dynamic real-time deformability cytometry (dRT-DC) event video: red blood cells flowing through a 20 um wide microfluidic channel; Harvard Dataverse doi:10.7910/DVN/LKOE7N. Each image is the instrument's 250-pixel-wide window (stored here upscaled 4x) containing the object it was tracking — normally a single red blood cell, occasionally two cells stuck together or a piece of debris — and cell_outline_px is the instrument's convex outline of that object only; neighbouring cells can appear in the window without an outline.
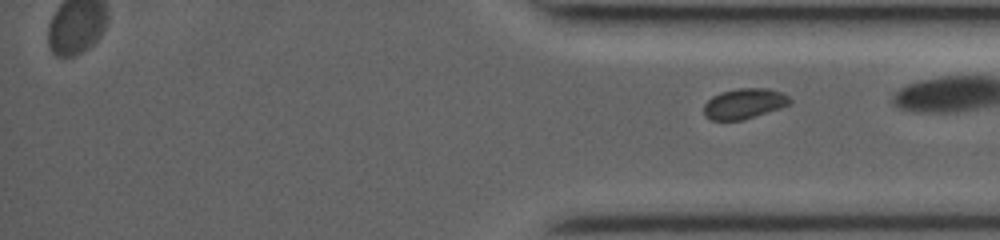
{"species": "common noctule bat (a hibernating species)", "species_latin": "Nyctalus noctula", "temperature_condition": "room temperature", "stored_images_in_passage": 19, "segment_of_instrument_passage": [2, 2], "camera_frame_rate_fps": 3500, "um_per_image_px": 0.085, "animal": {"sex": "female", "body_mass_g": 19.0, "forearm_length_mm": 53.3}, "frame": {"image": 1, "passage_image": 19, "time_ms": 12.571, "image_size_px": [1000, 240], "cell_outline_px": [[792, 104], [744, 120], [708, 120], [704, 116], [704, 104], [712, 96], [720, 92], [740, 88], [768, 88], [784, 92], [792, 100]], "centroid_in_image_um": [63.27, 8.81], "position_along_channel_um": 371.9, "area_um2": 15.49}}